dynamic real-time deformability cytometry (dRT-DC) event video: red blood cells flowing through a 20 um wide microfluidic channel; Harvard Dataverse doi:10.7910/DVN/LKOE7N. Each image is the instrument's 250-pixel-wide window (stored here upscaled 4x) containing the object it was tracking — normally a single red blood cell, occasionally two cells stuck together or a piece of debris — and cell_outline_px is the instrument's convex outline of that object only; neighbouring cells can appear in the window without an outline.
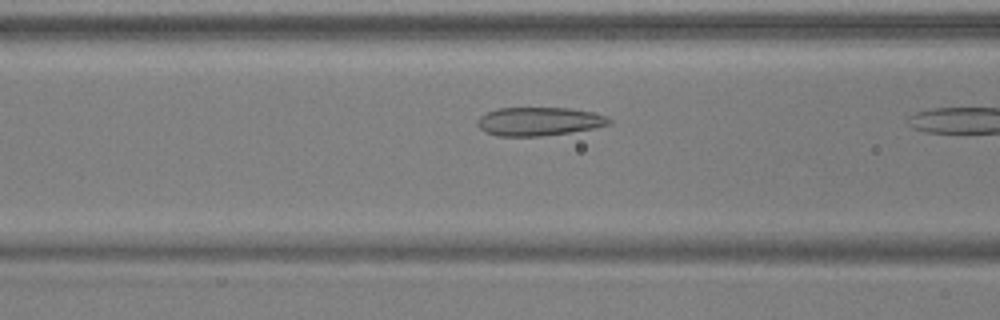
{"species": "common noctule bat (a hibernating species)", "species_latin": "Nyctalus noctula", "temperature_condition": "warm", "stored_images_in_passage": 10, "camera_frame_rate_fps": 3000, "um_per_image_px": 0.085, "animal": {"sex": "male", "body_mass_g": 17.9, "forearm_length_mm": 54.2}, "frame": {"image": 1, "passage_image": 9, "time_ms": 2.667, "image_size_px": [1000, 320], "cell_outline_px": [[612, 124], [592, 128], [568, 132], [540, 136], [496, 136], [484, 132], [476, 124], [476, 120], [480, 116], [488, 112], [500, 108], [572, 108], [592, 112], [608, 116], [612, 120]], "centroid_in_image_um": [45.81, 10.32], "position_along_channel_um": 120.8, "area_um2": 21.91}}